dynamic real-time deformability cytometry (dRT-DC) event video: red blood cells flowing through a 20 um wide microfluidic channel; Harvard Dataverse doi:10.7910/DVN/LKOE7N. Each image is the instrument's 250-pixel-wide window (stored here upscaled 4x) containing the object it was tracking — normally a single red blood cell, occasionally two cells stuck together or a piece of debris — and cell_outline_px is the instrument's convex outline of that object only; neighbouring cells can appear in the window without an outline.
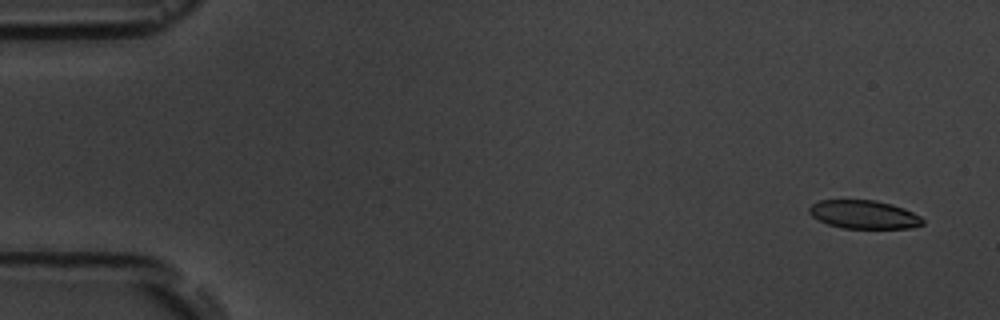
{"species": "common noctule bat (a hibernating species)", "species_latin": "Nyctalus noctula", "temperature_condition": "room temperature", "stored_images_in_passage": 6, "camera_frame_rate_fps": 3000, "um_per_image_px": 0.085, "animal": {"sex": "male", "body_mass_g": 19.5, "forearm_length_mm": 54.6}, "frame": {"image": 1, "passage_image": 1, "time_ms": 0.0, "image_size_px": [1000, 320], "cell_outline_px": [[924, 224], [912, 228], [844, 228], [828, 224], [812, 216], [808, 212], [808, 208], [812, 204], [820, 200], [876, 200], [892, 204], [904, 208], [920, 216], [924, 220]], "centroid_in_image_um": [73.45, 18.23], "position_along_channel_um": 11.6, "area_um2": 18.79}}
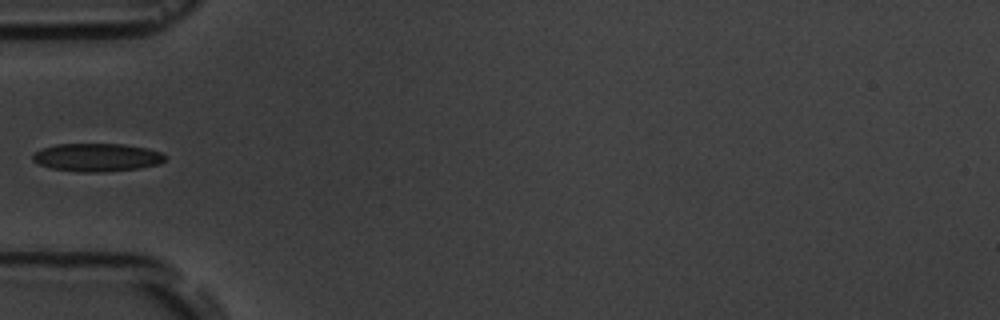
{"frame": {"image": 2, "passage_image": 5, "time_ms": 5.333, "image_size_px": [1000, 320], "cell_outline_px": [[168, 156], [160, 164], [140, 168], [100, 172], [80, 172], [52, 168], [40, 164], [32, 160], [32, 156], [40, 148], [56, 144], [124, 144], [148, 148], [160, 152]], "centroid_in_image_um": [8.26, 13.37], "position_along_channel_um": 76.7, "area_um2": 21.73}}
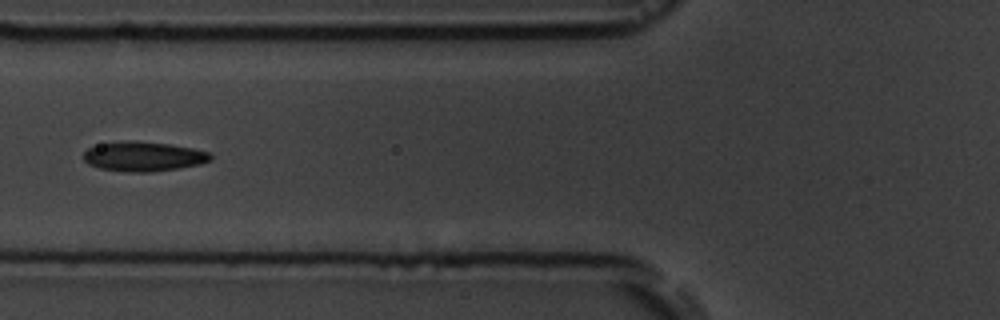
{"frame": {"image": 3, "passage_image": 6, "time_ms": 6.333, "image_size_px": [1000, 320], "cell_outline_px": [[212, 160], [200, 164], [152, 172], [124, 172], [100, 168], [88, 164], [84, 160], [84, 152], [88, 148], [100, 144], [124, 140], [128, 140], [168, 144], [192, 148], [208, 152], [212, 156]], "centroid_in_image_um": [12.17, 13.3], "position_along_channel_um": 113.6, "area_um2": 21.85}}